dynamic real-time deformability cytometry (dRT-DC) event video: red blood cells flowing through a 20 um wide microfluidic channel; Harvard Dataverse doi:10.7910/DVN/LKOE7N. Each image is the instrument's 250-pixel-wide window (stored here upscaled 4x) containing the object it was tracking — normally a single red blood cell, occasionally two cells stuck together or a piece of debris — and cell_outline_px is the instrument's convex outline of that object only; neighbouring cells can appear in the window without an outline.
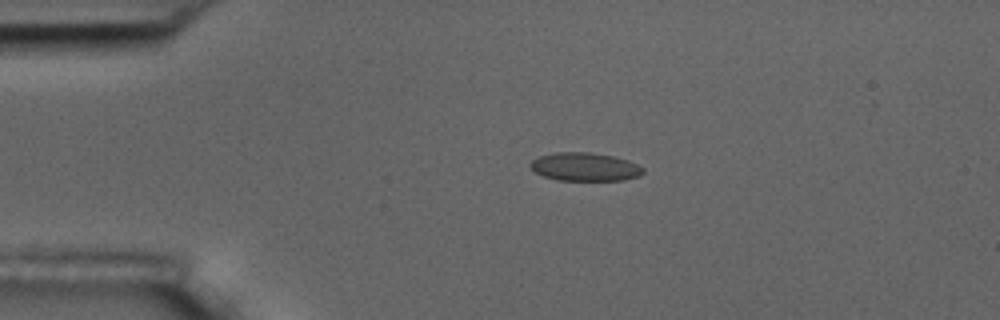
{"species": "common noctule bat (a hibernating species)", "species_latin": "Nyctalus noctula", "temperature_condition": "room temperature", "stored_images_in_passage": 15, "camera_frame_rate_fps": 3000, "um_per_image_px": 0.085, "animal": {"sex": "male", "body_mass_g": 17.5, "forearm_length_mm": 52.3}, "frame": {"image": 1, "passage_image": 3, "time_ms": 3.333, "image_size_px": [1000, 320], "cell_outline_px": [[644, 172], [640, 176], [624, 180], [556, 180], [544, 176], [536, 172], [528, 164], [532, 160], [540, 156], [556, 152], [592, 152], [612, 156], [628, 160], [644, 168]], "centroid_in_image_um": [49.73, 14.18], "position_along_channel_um": 35.3, "area_um2": 18.61}}
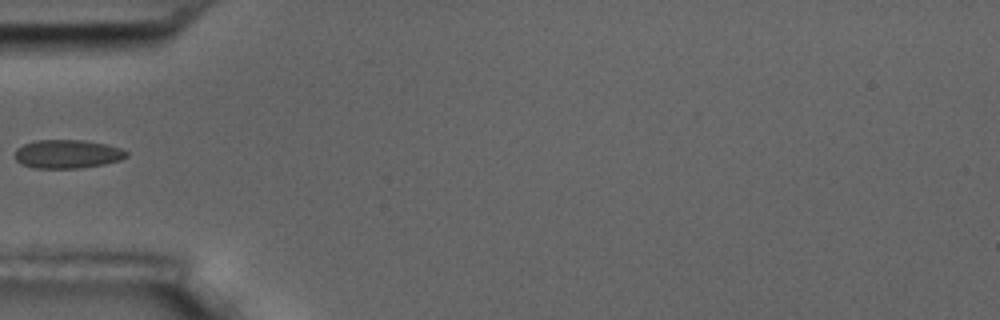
{"frame": {"image": 2, "passage_image": 5, "time_ms": 5.667, "image_size_px": [1000, 320], "cell_outline_px": [[128, 156], [120, 160], [104, 164], [80, 168], [36, 168], [20, 164], [16, 160], [16, 148], [24, 144], [36, 140], [84, 140], [108, 144], [120, 148], [128, 152]], "centroid_in_image_um": [5.74, 13.09], "position_along_channel_um": 79.3, "area_um2": 18.67}}
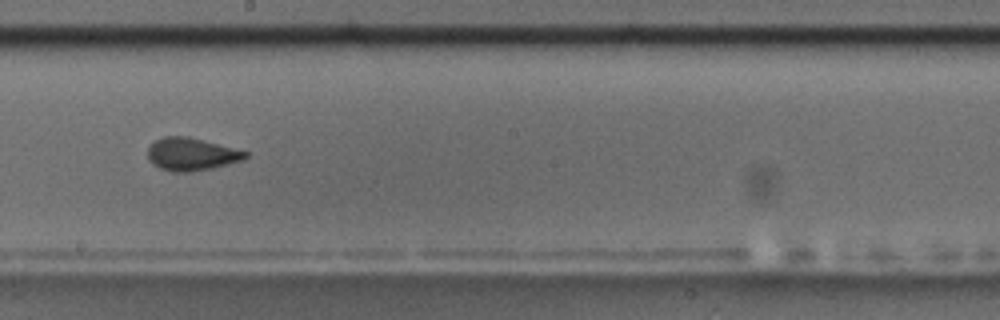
{"frame": {"image": 3, "passage_image": 9, "time_ms": 10.0, "image_size_px": [1000, 320], "cell_outline_px": [[248, 156], [244, 160], [212, 168], [188, 172], [172, 172], [160, 168], [152, 164], [148, 160], [148, 148], [156, 140], [164, 136], [188, 136], [248, 152]], "centroid_in_image_um": [16.26, 13.11], "position_along_channel_um": 231.9, "area_um2": 18.55}, "authors_computed_cell_mechanics": {"area_um2": 18.207, "velocity_mm_per_s": 3.528, "shape_relaxation_time_tau1_ms": 9.6663, "shape_relaxation_time_tau2_ms": 0.615, "deformation_change_tau1": 0.164, "deformation_change_tau2": 0.0424}}